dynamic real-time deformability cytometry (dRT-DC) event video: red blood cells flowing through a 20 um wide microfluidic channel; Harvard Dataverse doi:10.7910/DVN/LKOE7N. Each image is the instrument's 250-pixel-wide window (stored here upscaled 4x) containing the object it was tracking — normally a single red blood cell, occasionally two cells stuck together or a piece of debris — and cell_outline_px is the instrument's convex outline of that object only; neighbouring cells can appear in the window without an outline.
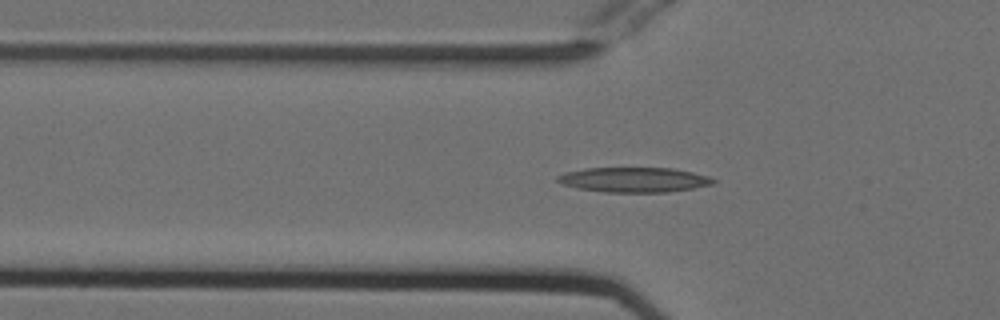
{"species": "Egyptian fruit bat (a non-hibernating species)", "species_latin": "Rousettus aegyptiacus", "temperature_condition": "cold", "stored_images_in_passage": 43, "camera_frame_rate_fps": 3000, "um_per_image_px": 0.085, "animal": {"sex": "female"}, "frame": {"image": 1, "passage_image": 17, "time_ms": 5.333, "image_size_px": [1000, 320], "cell_outline_px": [[716, 184], [668, 192], [604, 192], [576, 188], [564, 184], [556, 180], [556, 176], [564, 172], [584, 168], [672, 168], [692, 172], [708, 176], [716, 180]], "centroid_in_image_um": [53.88, 15.28], "position_along_channel_um": 71.9, "area_um2": 22.66}}
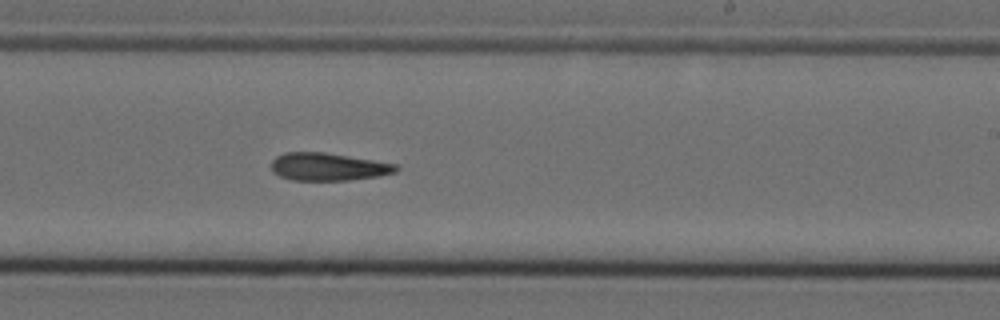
{"frame": {"image": 2, "passage_image": 32, "time_ms": 10.333, "image_size_px": [1000, 320], "cell_outline_px": [[400, 168], [396, 172], [380, 176], [348, 180], [292, 180], [280, 176], [272, 172], [272, 160], [276, 156], [284, 152], [324, 152], [396, 164]], "centroid_in_image_um": [27.88, 14.18], "position_along_channel_um": 261.1, "area_um2": 20.11}}
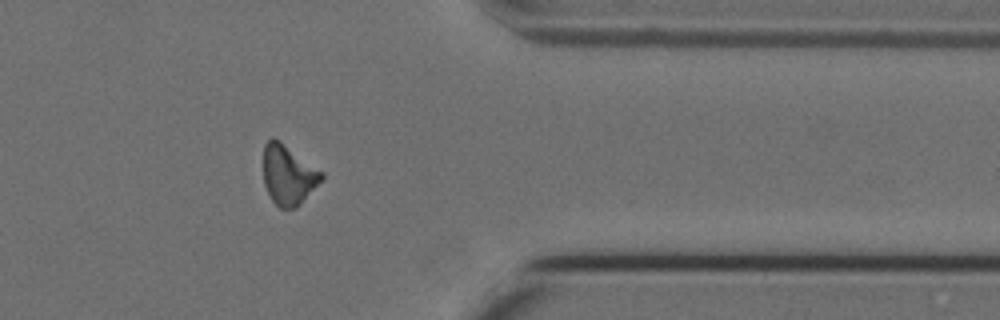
{"frame": {"image": 3, "passage_image": 43, "time_ms": 14.0, "image_size_px": [1000, 320], "cell_outline_px": [[324, 176], [300, 204], [296, 208], [280, 208], [272, 200], [264, 184], [264, 144], [272, 136], [280, 140], [324, 172]], "centroid_in_image_um": [24.5, 14.83], "position_along_channel_um": 386.9, "area_um2": 20.17}}